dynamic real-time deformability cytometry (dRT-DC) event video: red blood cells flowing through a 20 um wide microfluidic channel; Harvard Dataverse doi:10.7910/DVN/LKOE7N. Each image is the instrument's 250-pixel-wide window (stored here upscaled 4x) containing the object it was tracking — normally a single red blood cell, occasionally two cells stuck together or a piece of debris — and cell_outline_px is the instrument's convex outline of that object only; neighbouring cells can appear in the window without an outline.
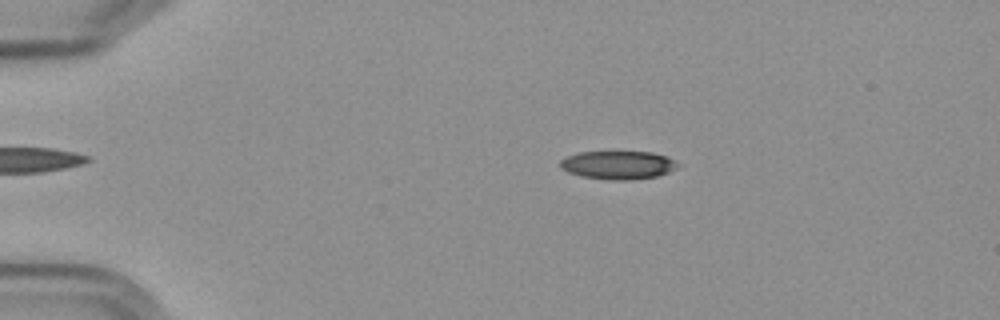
{"species": "Egyptian fruit bat (a non-hibernating species)", "species_latin": "Rousettus aegyptiacus", "temperature_condition": "cold", "stored_images_in_passage": 4, "camera_frame_rate_fps": 3000, "um_per_image_px": 0.085, "frame": {"image": 1, "passage_image": 3, "time_ms": 2.333, "image_size_px": [1000, 320], "cell_outline_px": [[680, 168], [656, 176], [628, 180], [612, 180], [580, 176], [568, 172], [560, 168], [560, 160], [568, 156], [580, 152], [652, 152], [676, 160], [680, 164]], "centroid_in_image_um": [52.56, 14.03], "position_along_channel_um": 32.4, "area_um2": 19.42}}